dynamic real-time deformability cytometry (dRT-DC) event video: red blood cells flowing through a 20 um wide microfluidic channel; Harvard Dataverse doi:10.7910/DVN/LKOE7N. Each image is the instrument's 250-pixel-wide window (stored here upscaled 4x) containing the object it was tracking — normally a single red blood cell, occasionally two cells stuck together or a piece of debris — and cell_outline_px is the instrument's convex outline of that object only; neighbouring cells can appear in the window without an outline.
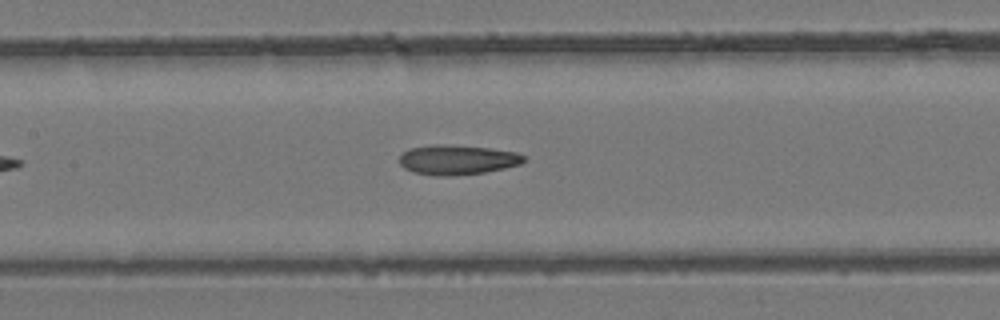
{"species": "common noctule bat (a hibernating species)", "species_latin": "Nyctalus noctula", "temperature_condition": "room temperature", "stored_images_in_passage": 6, "camera_frame_rate_fps": 3000, "um_per_image_px": 0.085, "animal": {"sex": "female", "body_mass_g": 24.6, "forearm_length_mm": 56.2}, "frame": {"image": 1, "passage_image": 6, "time_ms": 1.667, "image_size_px": [1000, 320], "cell_outline_px": [[528, 160], [520, 164], [504, 168], [484, 172], [452, 176], [436, 176], [416, 172], [404, 168], [400, 164], [400, 156], [408, 148], [432, 144], [444, 144], [488, 148], [516, 152], [524, 156]], "centroid_in_image_um": [38.87, 13.57], "position_along_channel_um": 168.5, "area_um2": 21.56}}